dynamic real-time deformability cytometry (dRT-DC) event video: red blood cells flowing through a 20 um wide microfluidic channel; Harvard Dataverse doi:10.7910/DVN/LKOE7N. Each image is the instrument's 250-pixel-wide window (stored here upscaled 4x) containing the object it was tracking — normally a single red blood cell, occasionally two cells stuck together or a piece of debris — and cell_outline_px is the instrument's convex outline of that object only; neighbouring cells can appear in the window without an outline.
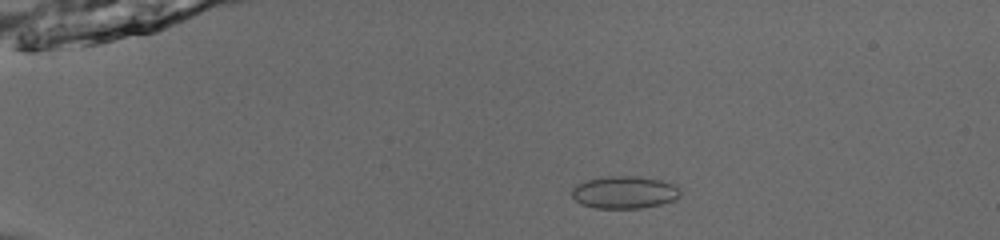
{"species": "common noctule bat (a hibernating species)", "species_latin": "Nyctalus noctula", "temperature_condition": "room temperature", "stored_images_in_passage": 53, "camera_frame_rate_fps": 3000, "um_per_image_px": 0.085, "animal": {"sex": "male", "body_mass_g": 13.0, "forearm_length_mm": 53.1}, "frame": {"image": 1, "passage_image": 12, "time_ms": 3.667, "image_size_px": [1000, 240], "cell_outline_px": [[680, 196], [676, 200], [660, 204], [640, 208], [596, 208], [580, 204], [572, 196], [572, 188], [576, 184], [588, 180], [608, 176], [640, 176], [660, 180], [676, 184], [680, 192]], "centroid_in_image_um": [53.09, 16.34], "position_along_channel_um": 31.9, "area_um2": 20.58}}
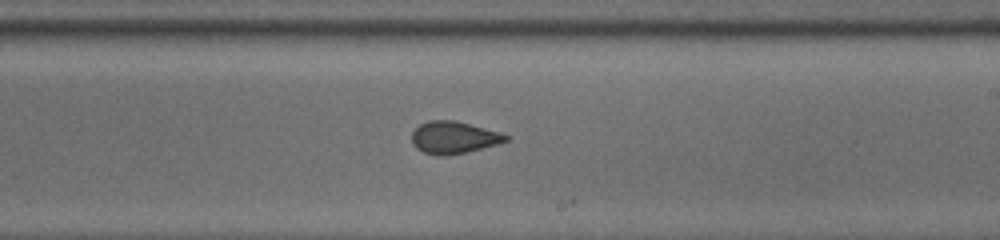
{"frame": {"image": 2, "passage_image": 34, "time_ms": 11.0, "image_size_px": [1000, 240], "cell_outline_px": [[508, 140], [496, 144], [468, 152], [444, 156], [440, 156], [424, 152], [416, 148], [412, 144], [412, 132], [420, 124], [428, 120], [452, 120], [500, 132], [508, 136]], "centroid_in_image_um": [38.53, 11.69], "position_along_channel_um": 250.5, "area_um2": 17.46}}
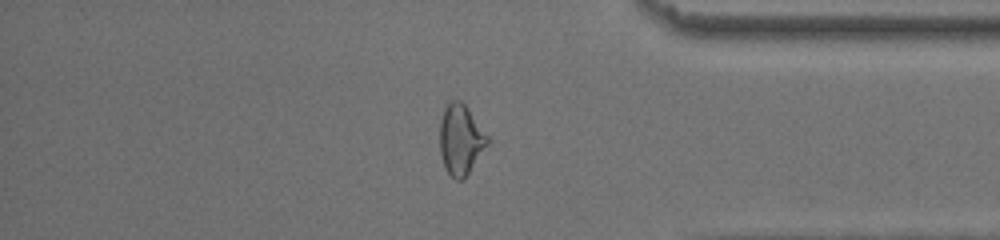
{"frame": {"image": 3, "passage_image": 46, "time_ms": 15.0, "image_size_px": [1000, 240], "cell_outline_px": [[488, 144], [468, 172], [460, 180], [456, 180], [444, 168], [440, 152], [440, 120], [444, 108], [452, 100], [460, 100], [468, 108], [488, 136]], "centroid_in_image_um": [39.13, 11.84], "position_along_channel_um": 396.1, "area_um2": 19.19}, "authors_computed_cell_mechanics": {"area_um2": 19.074, "velocity_mm_per_s": 3.9195, "shape_relaxation_time_tau1_ms": 5.3953, "shape_relaxation_time_tau2_ms": 0.9849, "deformation_change_tau1": 0.1299, "deformation_change_tau2": 0.029}}